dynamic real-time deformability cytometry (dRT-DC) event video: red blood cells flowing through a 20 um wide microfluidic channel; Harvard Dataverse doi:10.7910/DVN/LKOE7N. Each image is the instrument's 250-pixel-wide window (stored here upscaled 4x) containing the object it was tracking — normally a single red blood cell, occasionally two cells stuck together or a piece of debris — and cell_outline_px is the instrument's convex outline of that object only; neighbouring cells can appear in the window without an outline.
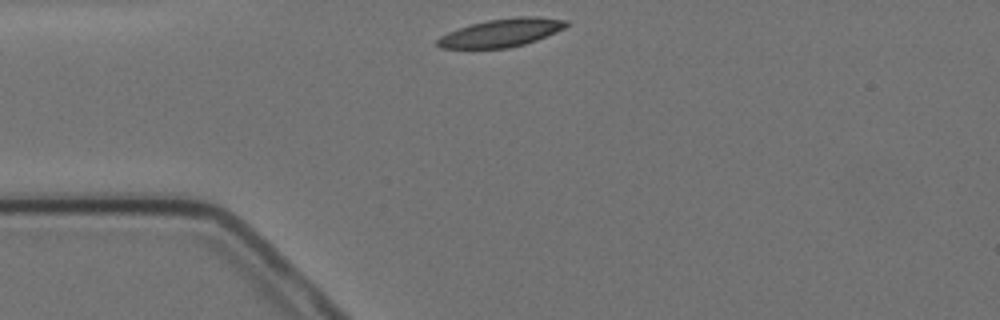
{"species": "Egyptian fruit bat (a non-hibernating species)", "species_latin": "Rousettus aegyptiacus", "temperature_condition": "cold", "stored_images_in_passage": 4, "camera_frame_rate_fps": 3000, "um_per_image_px": 0.085, "animal": {"sex": "female"}, "frame": {"image": 1, "passage_image": 1, "time_ms": 0.0, "image_size_px": [1000, 320], "cell_outline_px": [[568, 24], [564, 28], [556, 32], [536, 40], [524, 44], [508, 48], [440, 48], [436, 44], [436, 40], [440, 36], [448, 32], [472, 24], [488, 20], [516, 16], [532, 16], [568, 20]], "centroid_in_image_um": [42.62, 2.78], "position_along_channel_um": 42.4, "area_um2": 20.92}}
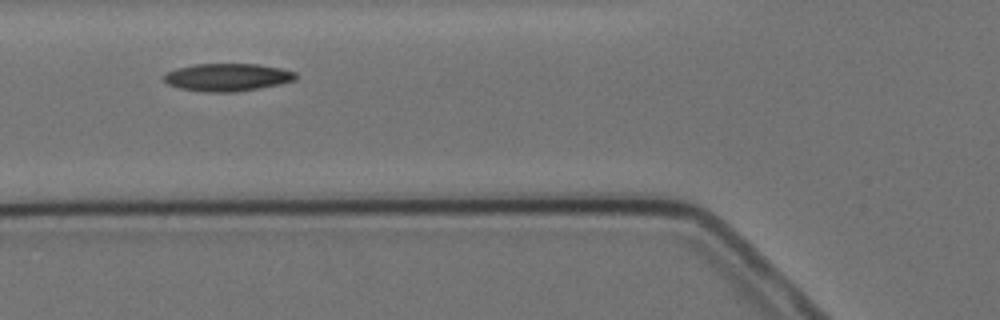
{"frame": {"image": 2, "passage_image": 3, "time_ms": 2.333, "image_size_px": [1000, 320], "cell_outline_px": [[296, 80], [280, 84], [236, 92], [204, 92], [180, 88], [168, 84], [164, 80], [164, 76], [168, 72], [176, 68], [196, 64], [256, 64], [280, 68], [296, 72]], "centroid_in_image_um": [19.34, 6.57], "position_along_channel_um": 106.5, "area_um2": 21.15}}
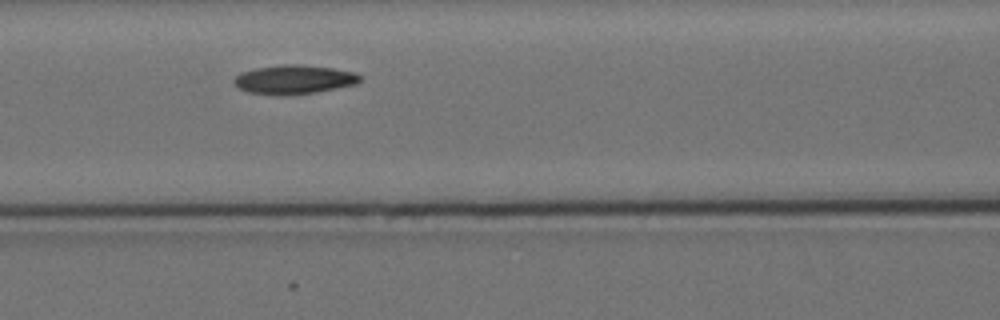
{"frame": {"image": 3, "passage_image": 4, "time_ms": 3.333, "image_size_px": [1000, 320], "cell_outline_px": [[364, 80], [360, 84], [316, 92], [248, 92], [240, 88], [232, 80], [236, 76], [244, 72], [256, 68], [280, 64], [300, 64], [332, 68], [356, 72]], "centroid_in_image_um": [25.12, 6.7], "position_along_channel_um": 141.5, "area_um2": 20.52}}